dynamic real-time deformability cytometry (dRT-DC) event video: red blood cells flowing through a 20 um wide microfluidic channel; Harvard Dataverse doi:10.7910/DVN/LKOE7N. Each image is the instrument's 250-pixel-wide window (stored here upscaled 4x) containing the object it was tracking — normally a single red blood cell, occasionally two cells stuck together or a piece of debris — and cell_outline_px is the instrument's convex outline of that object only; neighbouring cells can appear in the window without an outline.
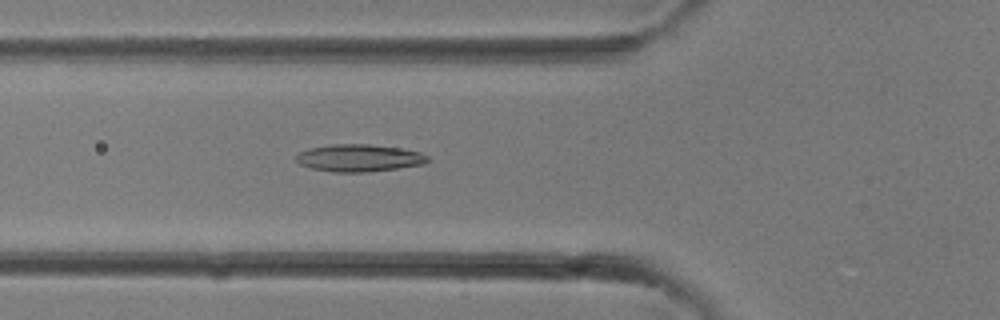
{"species": "common noctule bat (a hibernating species)", "species_latin": "Nyctalus noctula", "temperature_condition": "room temperature", "stored_images_in_passage": 33, "camera_frame_rate_fps": 3000, "um_per_image_px": 0.085, "animal": {"sex": "female"}, "frame": {"image": 1, "passage_image": 12, "time_ms": 3.667, "image_size_px": [1000, 320], "cell_outline_px": [[428, 160], [424, 164], [368, 172], [332, 172], [312, 168], [300, 164], [296, 160], [296, 156], [300, 152], [308, 148], [332, 144], [368, 144], [400, 148], [420, 152], [428, 156]], "centroid_in_image_um": [30.51, 13.42], "position_along_channel_um": 95.3, "area_um2": 20.81}}
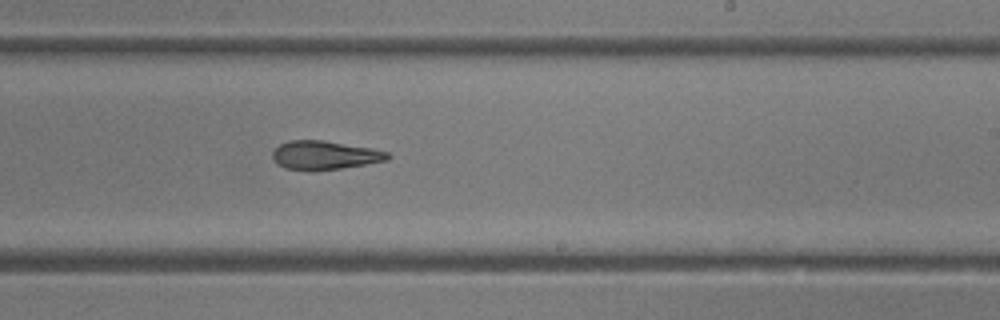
{"frame": {"image": 2, "passage_image": 20, "time_ms": 6.333, "image_size_px": [1000, 320], "cell_outline_px": [[392, 156], [388, 160], [340, 168], [312, 172], [308, 172], [284, 168], [276, 164], [272, 160], [272, 152], [280, 144], [288, 140], [324, 140], [372, 148], [388, 152]], "centroid_in_image_um": [27.55, 13.2], "position_along_channel_um": 261.5, "area_um2": 19.65}}
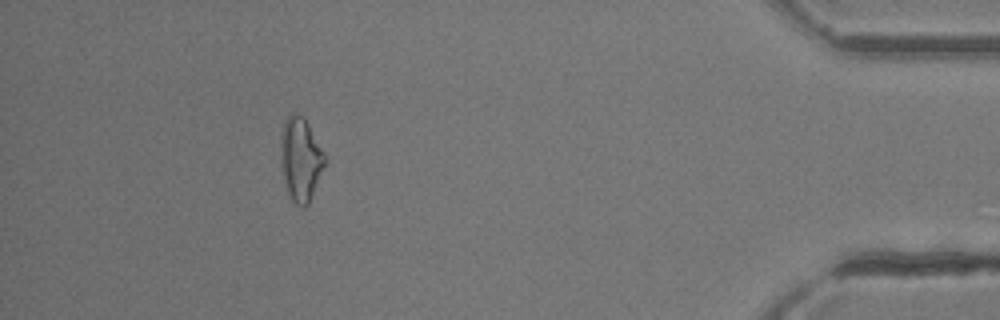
{"frame": {"image": 3, "passage_image": 30, "time_ms": 9.667, "image_size_px": [1000, 320], "cell_outline_px": [[328, 160], [308, 204], [304, 208], [300, 208], [288, 196], [284, 180], [280, 160], [280, 136], [284, 120], [292, 112], [304, 116], [324, 152]], "centroid_in_image_um": [25.55, 13.53], "position_along_channel_um": 409.7, "area_um2": 21.96}}